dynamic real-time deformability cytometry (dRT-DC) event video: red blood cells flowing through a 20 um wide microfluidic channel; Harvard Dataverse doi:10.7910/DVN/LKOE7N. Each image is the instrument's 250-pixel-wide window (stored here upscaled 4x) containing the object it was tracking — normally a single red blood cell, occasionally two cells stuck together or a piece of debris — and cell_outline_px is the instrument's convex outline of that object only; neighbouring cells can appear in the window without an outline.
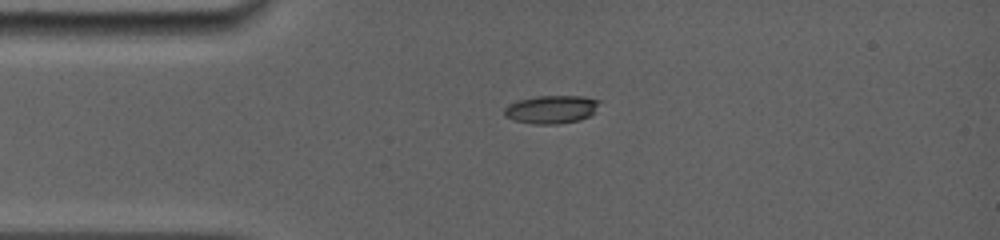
{"species": "common noctule bat (a hibernating species)", "species_latin": "Nyctalus noctula", "temperature_condition": "room temperature", "stored_images_in_passage": 7, "camera_frame_rate_fps": 5000, "um_per_image_px": 0.085, "animal": {"sex": "female", "body_mass_g": 19.0, "forearm_length_mm": 56.7}, "frame": {"image": 1, "passage_image": 1, "time_ms": 0.0, "image_size_px": [1000, 240], "cell_outline_px": [[600, 100], [592, 112], [588, 116], [580, 120], [556, 124], [536, 124], [516, 120], [504, 116], [504, 108], [508, 104], [516, 100], [536, 96], [584, 96]], "centroid_in_image_um": [46.82, 9.28], "position_along_channel_um": 38.2, "area_um2": 15.43}}
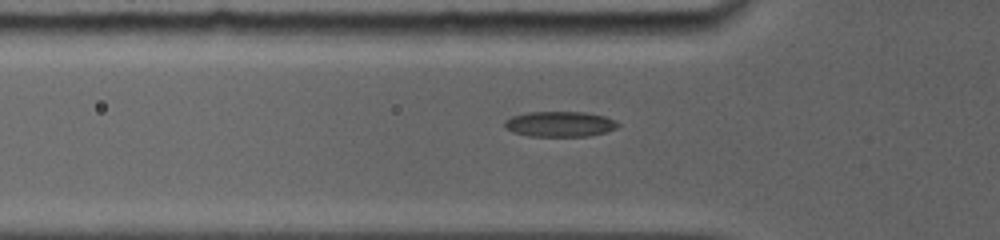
{"frame": {"image": 2, "passage_image": 4, "time_ms": 1.6, "image_size_px": [1000, 240], "cell_outline_px": [[620, 124], [616, 128], [604, 132], [588, 136], [528, 136], [512, 132], [504, 128], [504, 120], [512, 116], [528, 112], [584, 112], [604, 116], [616, 120]], "centroid_in_image_um": [47.55, 10.54], "position_along_channel_um": 78.2, "area_um2": 16.82}}
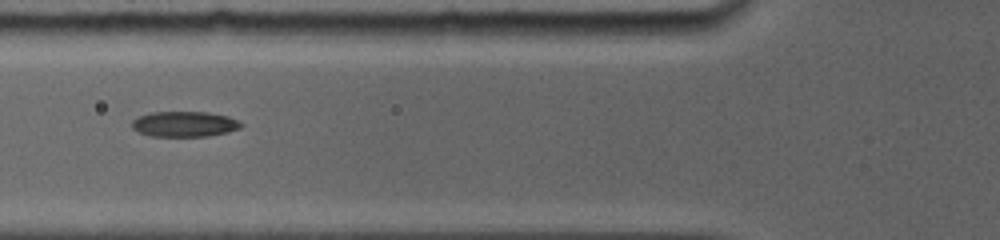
{"frame": {"image": 3, "passage_image": 6, "time_ms": 2.4, "image_size_px": [1000, 240], "cell_outline_px": [[244, 124], [240, 128], [228, 132], [208, 136], [148, 136], [136, 132], [132, 128], [132, 120], [136, 116], [152, 112], [208, 112], [228, 116]], "centroid_in_image_um": [15.63, 10.55], "position_along_channel_um": 110.2, "area_um2": 16.36}}